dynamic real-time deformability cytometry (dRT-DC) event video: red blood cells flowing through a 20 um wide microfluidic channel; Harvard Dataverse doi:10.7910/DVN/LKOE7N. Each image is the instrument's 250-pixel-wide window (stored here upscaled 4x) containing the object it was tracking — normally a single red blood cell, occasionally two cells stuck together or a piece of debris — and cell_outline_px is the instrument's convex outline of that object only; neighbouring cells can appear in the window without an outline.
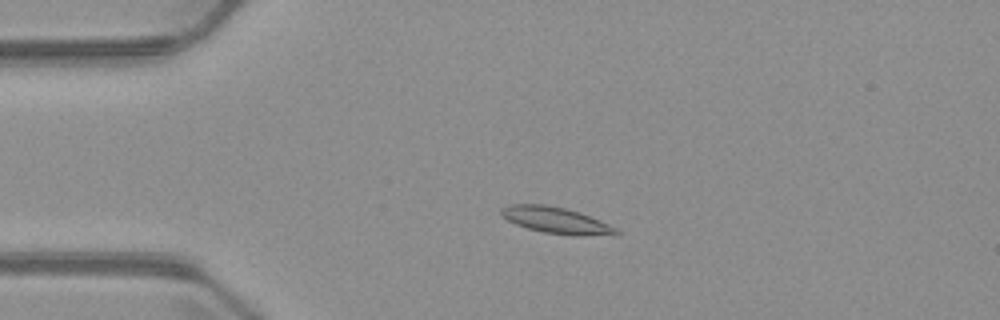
{"species": "common noctule bat (a hibernating species)", "species_latin": "Nyctalus noctula", "temperature_condition": "warm", "stored_images_in_passage": 6, "camera_frame_rate_fps": 3000, "um_per_image_px": 0.085, "animal": {"sex": "male", "body_mass_g": 23.1, "forearm_length_mm": 52.7}, "frame": {"image": 1, "passage_image": 3, "time_ms": 2.333, "image_size_px": [1000, 320], "cell_outline_px": [[620, 232], [616, 236], [572, 236], [544, 232], [528, 228], [516, 224], [500, 216], [500, 208], [508, 204], [544, 204], [564, 208], [588, 216], [608, 224], [616, 228]], "centroid_in_image_um": [47.26, 18.74], "position_along_channel_um": 37.7, "area_um2": 17.74}}
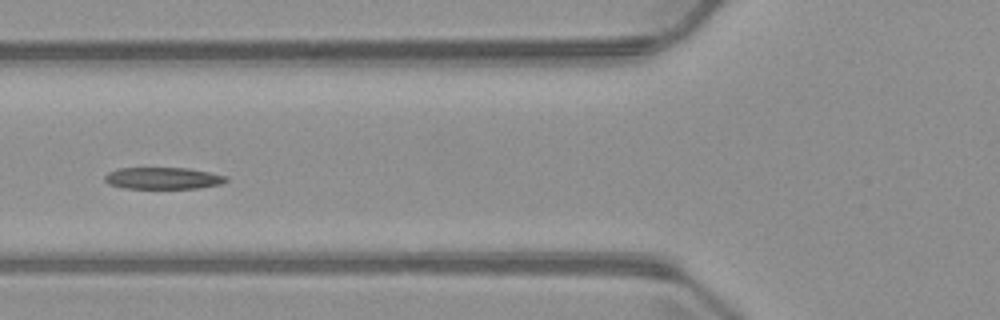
{"frame": {"image": 2, "passage_image": 5, "time_ms": 5.0, "image_size_px": [1000, 320], "cell_outline_px": [[228, 180], [224, 184], [196, 188], [124, 188], [108, 184], [104, 180], [104, 176], [108, 172], [116, 168], [188, 168], [228, 176]], "centroid_in_image_um": [13.85, 15.15], "position_along_channel_um": 111.9, "area_um2": 15.49}}
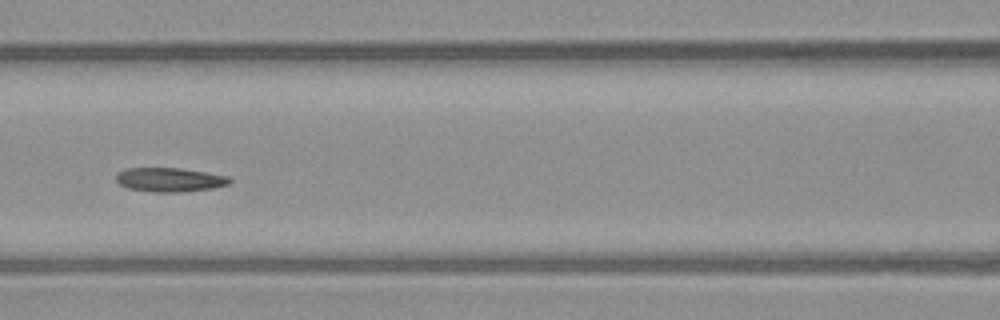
{"frame": {"image": 3, "passage_image": 6, "time_ms": 6.0, "image_size_px": [1000, 320], "cell_outline_px": [[232, 180], [228, 184], [212, 188], [184, 192], [152, 192], [128, 188], [120, 184], [116, 180], [116, 172], [124, 168], [180, 168], [228, 176]], "centroid_in_image_um": [14.39, 15.27], "position_along_channel_um": 152.2, "area_um2": 15.95}}